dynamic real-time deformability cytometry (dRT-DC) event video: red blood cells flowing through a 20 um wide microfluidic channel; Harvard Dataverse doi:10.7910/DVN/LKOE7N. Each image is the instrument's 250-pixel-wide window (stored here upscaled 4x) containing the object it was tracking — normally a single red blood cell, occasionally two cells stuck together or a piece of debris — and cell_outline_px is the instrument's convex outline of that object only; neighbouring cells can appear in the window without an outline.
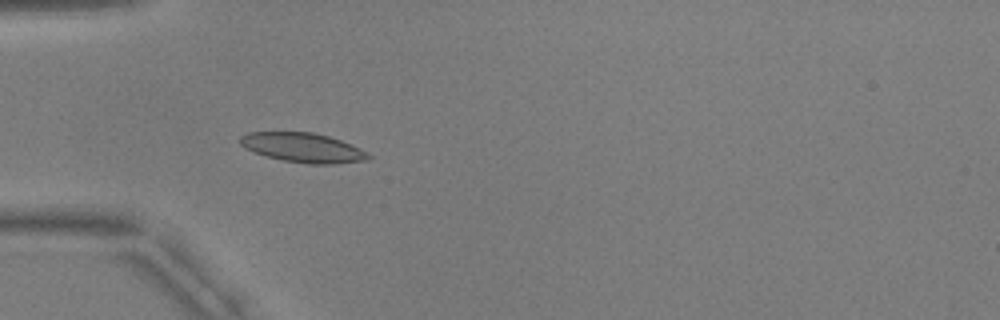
{"species": "common noctule bat (a hibernating species)", "species_latin": "Nyctalus noctula", "temperature_condition": "warm", "stored_images_in_passage": 54, "camera_frame_rate_fps": 3000, "um_per_image_px": 0.085, "animal": {"sex": "male", "body_mass_g": 17.9, "forearm_length_mm": 54.2}, "frame": {"image": 1, "passage_image": 17, "time_ms": 5.333, "image_size_px": [1000, 320], "cell_outline_px": [[372, 156], [368, 160], [336, 164], [308, 164], [284, 160], [268, 156], [244, 148], [240, 144], [240, 136], [248, 132], [312, 132], [328, 136], [340, 140]], "centroid_in_image_um": [25.72, 12.55], "position_along_channel_um": 59.3, "area_um2": 21.68}}
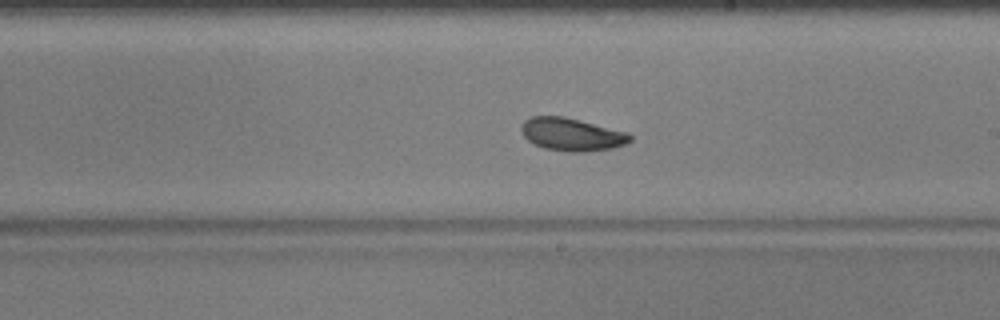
{"frame": {"image": 2, "passage_image": 32, "time_ms": 10.333, "image_size_px": [1000, 320], "cell_outline_px": [[632, 140], [624, 144], [612, 148], [584, 152], [568, 152], [544, 148], [528, 140], [524, 136], [520, 128], [520, 124], [524, 120], [532, 116], [564, 116], [628, 132], [632, 136]], "centroid_in_image_um": [48.59, 11.42], "position_along_channel_um": 240.4, "area_um2": 20.87}}
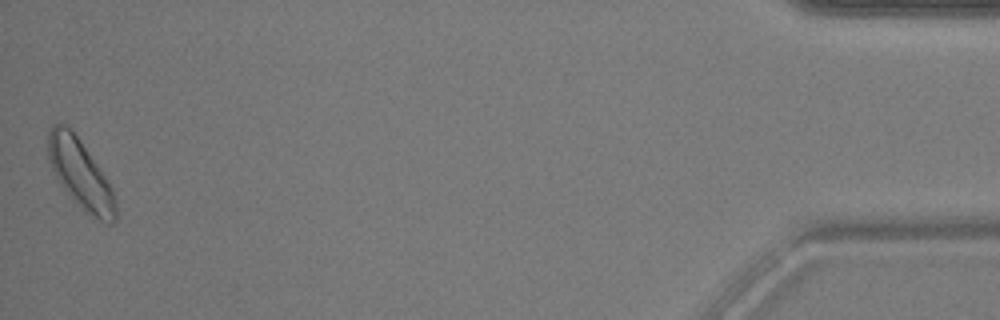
{"frame": {"image": 3, "passage_image": 54, "time_ms": 17.667, "image_size_px": [1000, 320], "cell_outline_px": [[116, 220], [112, 224], [108, 224], [84, 212], [64, 188], [56, 176], [48, 160], [48, 132], [52, 124], [64, 124], [76, 136], [88, 152], [112, 188], [116, 204]], "centroid_in_image_um": [6.83, 14.83], "position_along_channel_um": 428.4, "area_um2": 26.47}, "authors_computed_cell_mechanics": {"area_um2": 20.8658, "velocity_mm_per_s": 3.7141, "shape_relaxation_time_tau1_ms": 2.9748, "shape_relaxation_time_tau2_ms": 2.9247, "deformation_change_tau1": 0.109, "deformation_change_tau2": 0.0559}}